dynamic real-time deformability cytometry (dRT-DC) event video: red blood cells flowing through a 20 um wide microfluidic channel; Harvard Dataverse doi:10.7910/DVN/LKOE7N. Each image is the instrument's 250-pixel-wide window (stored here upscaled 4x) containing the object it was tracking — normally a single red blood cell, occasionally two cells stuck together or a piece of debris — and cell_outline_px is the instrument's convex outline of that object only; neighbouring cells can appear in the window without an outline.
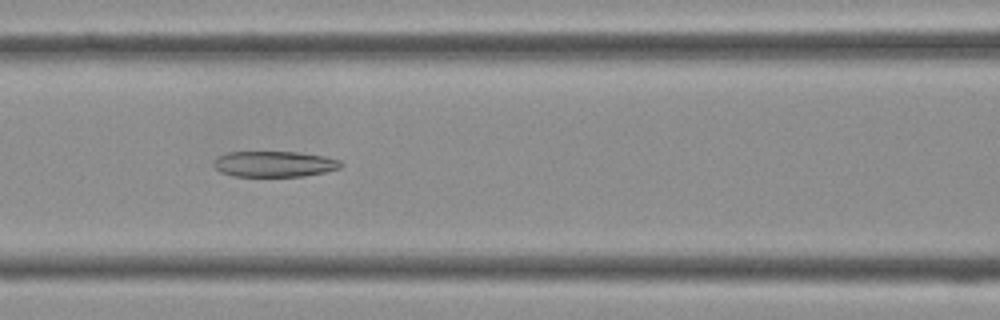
{"species": "Egyptian fruit bat (a non-hibernating species)", "species_latin": "Rousettus aegyptiacus", "temperature_condition": "cold", "stored_images_in_passage": 41, "camera_frame_rate_fps": 3000, "um_per_image_px": 0.085, "frame": {"image": 1, "passage_image": 17, "time_ms": 5.333, "image_size_px": [1000, 320], "cell_outline_px": [[344, 164], [340, 168], [324, 172], [304, 176], [232, 176], [220, 172], [212, 164], [212, 160], [228, 152], [296, 152], [324, 156], [340, 160]], "centroid_in_image_um": [23.31, 13.94], "position_along_channel_um": 143.3, "area_um2": 19.13}}
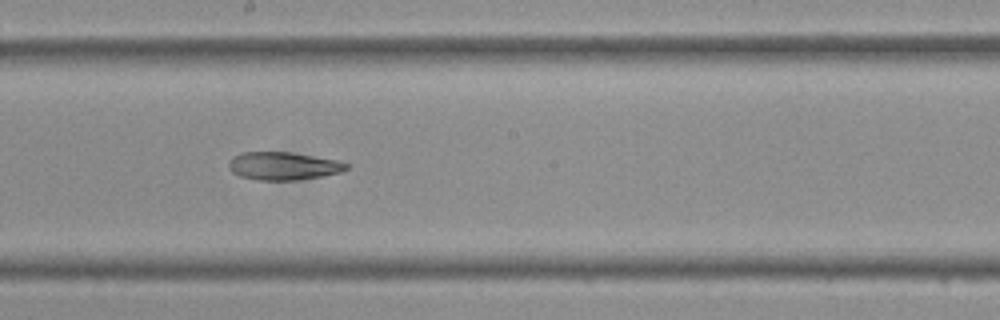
{"frame": {"image": 2, "passage_image": 22, "time_ms": 7.0, "image_size_px": [1000, 320], "cell_outline_px": [[348, 168], [340, 172], [320, 176], [296, 180], [256, 180], [240, 176], [232, 172], [228, 168], [228, 160], [232, 156], [240, 152], [292, 152], [340, 160], [348, 164]], "centroid_in_image_um": [24.04, 14.09], "position_along_channel_um": 224.2, "area_um2": 19.36}}
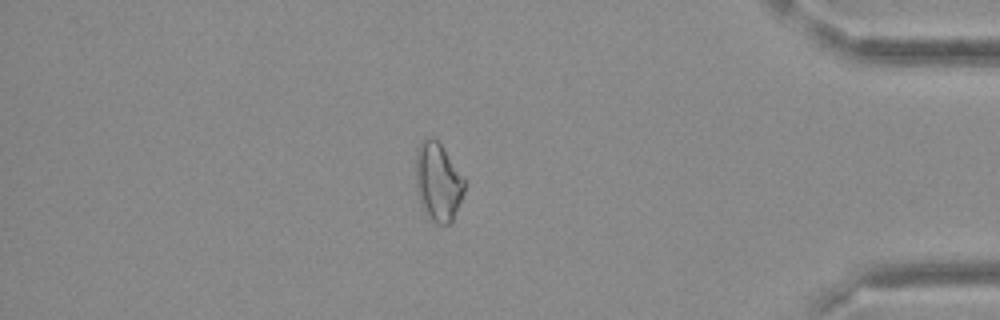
{"frame": {"image": 3, "passage_image": 35, "time_ms": 11.333, "image_size_px": [1000, 320], "cell_outline_px": [[464, 192], [452, 224], [436, 224], [428, 216], [420, 200], [416, 188], [416, 148], [420, 140], [424, 136], [432, 136], [440, 144], [464, 176]], "centroid_in_image_um": [37.23, 15.43], "position_along_channel_um": 398.0, "area_um2": 22.43}}